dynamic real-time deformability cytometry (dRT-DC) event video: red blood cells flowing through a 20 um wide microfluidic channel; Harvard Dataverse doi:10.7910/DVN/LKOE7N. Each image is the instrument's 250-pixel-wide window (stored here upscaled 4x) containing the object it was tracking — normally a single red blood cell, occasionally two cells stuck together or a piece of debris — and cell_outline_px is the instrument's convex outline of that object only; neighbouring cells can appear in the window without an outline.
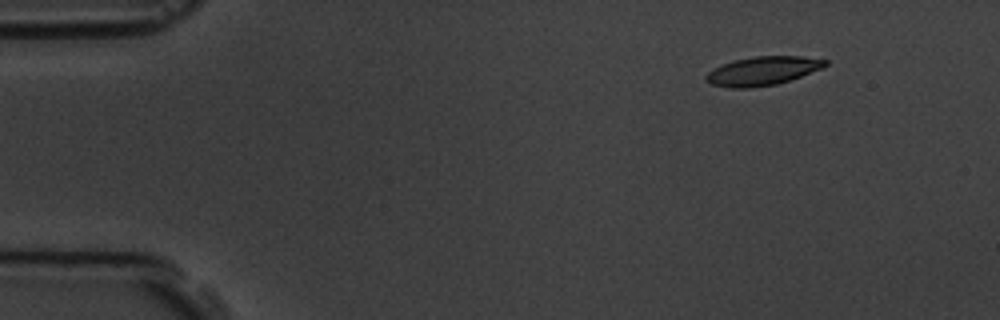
{"species": "common noctule bat (a hibernating species)", "species_latin": "Nyctalus noctula", "temperature_condition": "room temperature", "stored_images_in_passage": 5, "camera_frame_rate_fps": 3000, "um_per_image_px": 0.085, "animal": {"sex": "male", "body_mass_g": 19.5, "forearm_length_mm": 54.6}, "frame": {"image": 1, "passage_image": 1, "time_ms": 0.0, "image_size_px": [1000, 320], "cell_outline_px": [[828, 64], [824, 68], [776, 84], [752, 88], [732, 88], [712, 84], [704, 80], [704, 76], [708, 72], [724, 64], [736, 60], [756, 56], [800, 56], [828, 60]], "centroid_in_image_um": [64.84, 6.03], "position_along_channel_um": 20.2, "area_um2": 19.77}}
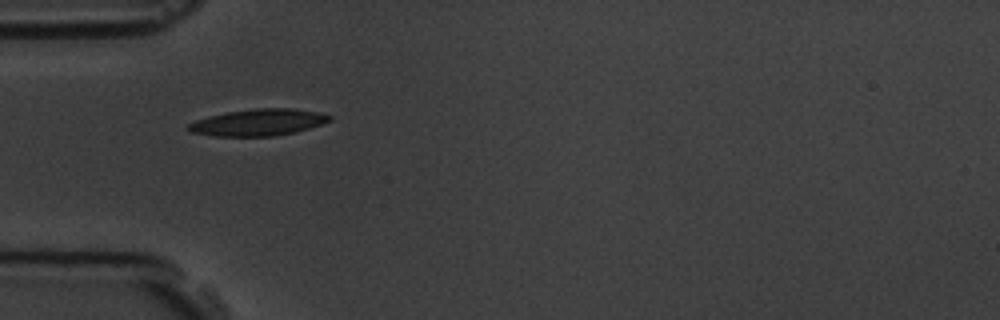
{"frame": {"image": 2, "passage_image": 4, "time_ms": 3.667, "image_size_px": [1000, 320], "cell_outline_px": [[332, 120], [296, 132], [272, 136], [216, 136], [192, 132], [188, 128], [188, 124], [196, 120], [228, 112], [256, 108], [292, 108], [320, 112], [332, 116]], "centroid_in_image_um": [22.01, 10.4], "position_along_channel_um": 63.0, "area_um2": 21.68}}
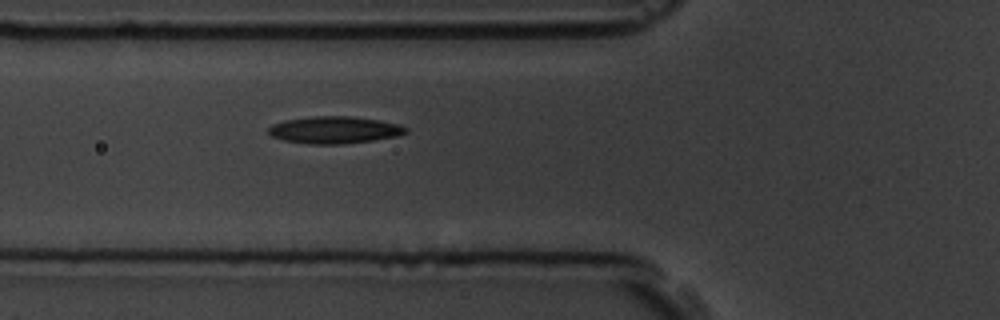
{"frame": {"image": 3, "passage_image": 5, "time_ms": 4.667, "image_size_px": [1000, 320], "cell_outline_px": [[408, 132], [396, 136], [372, 140], [340, 144], [308, 144], [284, 140], [272, 136], [268, 132], [268, 128], [272, 124], [284, 120], [316, 116], [348, 116], [380, 120], [400, 124], [408, 128]], "centroid_in_image_um": [28.43, 11.04], "position_along_channel_um": 97.4, "area_um2": 21.62}}